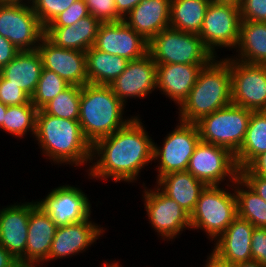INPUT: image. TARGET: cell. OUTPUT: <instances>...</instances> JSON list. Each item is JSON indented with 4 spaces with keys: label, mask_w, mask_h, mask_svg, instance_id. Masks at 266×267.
Instances as JSON below:
<instances>
[{
    "label": "cell",
    "mask_w": 266,
    "mask_h": 267,
    "mask_svg": "<svg viewBox=\"0 0 266 267\" xmlns=\"http://www.w3.org/2000/svg\"><path fill=\"white\" fill-rule=\"evenodd\" d=\"M134 116L115 133L99 139L91 148L90 179L114 182L137 181L141 169L153 161L154 140L146 132L140 117ZM93 160L95 161L93 163Z\"/></svg>",
    "instance_id": "1"
},
{
    "label": "cell",
    "mask_w": 266,
    "mask_h": 267,
    "mask_svg": "<svg viewBox=\"0 0 266 267\" xmlns=\"http://www.w3.org/2000/svg\"><path fill=\"white\" fill-rule=\"evenodd\" d=\"M35 140L43 156L52 163L81 166L91 162L92 145L85 139L80 123L54 117L38 109Z\"/></svg>",
    "instance_id": "2"
},
{
    "label": "cell",
    "mask_w": 266,
    "mask_h": 267,
    "mask_svg": "<svg viewBox=\"0 0 266 267\" xmlns=\"http://www.w3.org/2000/svg\"><path fill=\"white\" fill-rule=\"evenodd\" d=\"M232 103L229 58L214 57L205 65L187 98L179 106V120L196 123Z\"/></svg>",
    "instance_id": "3"
},
{
    "label": "cell",
    "mask_w": 266,
    "mask_h": 267,
    "mask_svg": "<svg viewBox=\"0 0 266 267\" xmlns=\"http://www.w3.org/2000/svg\"><path fill=\"white\" fill-rule=\"evenodd\" d=\"M125 106L109 85L82 86L78 122L85 139L93 145L125 126L134 117L122 116Z\"/></svg>",
    "instance_id": "4"
},
{
    "label": "cell",
    "mask_w": 266,
    "mask_h": 267,
    "mask_svg": "<svg viewBox=\"0 0 266 267\" xmlns=\"http://www.w3.org/2000/svg\"><path fill=\"white\" fill-rule=\"evenodd\" d=\"M238 216L235 191L208 185L200 193L193 212L190 214L191 229L203 230L207 238L217 240L229 224Z\"/></svg>",
    "instance_id": "5"
},
{
    "label": "cell",
    "mask_w": 266,
    "mask_h": 267,
    "mask_svg": "<svg viewBox=\"0 0 266 267\" xmlns=\"http://www.w3.org/2000/svg\"><path fill=\"white\" fill-rule=\"evenodd\" d=\"M148 53L156 64L207 65L214 58L198 34L170 27L149 41Z\"/></svg>",
    "instance_id": "6"
},
{
    "label": "cell",
    "mask_w": 266,
    "mask_h": 267,
    "mask_svg": "<svg viewBox=\"0 0 266 267\" xmlns=\"http://www.w3.org/2000/svg\"><path fill=\"white\" fill-rule=\"evenodd\" d=\"M251 113L252 110L231 103L204 116L195 123L200 140L227 148L235 155L244 141Z\"/></svg>",
    "instance_id": "7"
},
{
    "label": "cell",
    "mask_w": 266,
    "mask_h": 267,
    "mask_svg": "<svg viewBox=\"0 0 266 267\" xmlns=\"http://www.w3.org/2000/svg\"><path fill=\"white\" fill-rule=\"evenodd\" d=\"M0 0V35L18 50H36L45 37V27L28 0Z\"/></svg>",
    "instance_id": "8"
},
{
    "label": "cell",
    "mask_w": 266,
    "mask_h": 267,
    "mask_svg": "<svg viewBox=\"0 0 266 267\" xmlns=\"http://www.w3.org/2000/svg\"><path fill=\"white\" fill-rule=\"evenodd\" d=\"M241 21L239 5L210 2L198 35L213 56L218 57L215 49L221 47L236 49Z\"/></svg>",
    "instance_id": "9"
},
{
    "label": "cell",
    "mask_w": 266,
    "mask_h": 267,
    "mask_svg": "<svg viewBox=\"0 0 266 267\" xmlns=\"http://www.w3.org/2000/svg\"><path fill=\"white\" fill-rule=\"evenodd\" d=\"M186 171L206 186L221 185L228 177V184H225L231 188L239 177L235 155L230 150L201 140L190 157Z\"/></svg>",
    "instance_id": "10"
},
{
    "label": "cell",
    "mask_w": 266,
    "mask_h": 267,
    "mask_svg": "<svg viewBox=\"0 0 266 267\" xmlns=\"http://www.w3.org/2000/svg\"><path fill=\"white\" fill-rule=\"evenodd\" d=\"M180 122V123H179ZM173 131L164 137L163 146L154 142L153 160H157V179L167 173L186 171L190 157L200 141L195 123L179 121Z\"/></svg>",
    "instance_id": "11"
},
{
    "label": "cell",
    "mask_w": 266,
    "mask_h": 267,
    "mask_svg": "<svg viewBox=\"0 0 266 267\" xmlns=\"http://www.w3.org/2000/svg\"><path fill=\"white\" fill-rule=\"evenodd\" d=\"M232 104L252 111H266V65L229 58Z\"/></svg>",
    "instance_id": "12"
},
{
    "label": "cell",
    "mask_w": 266,
    "mask_h": 267,
    "mask_svg": "<svg viewBox=\"0 0 266 267\" xmlns=\"http://www.w3.org/2000/svg\"><path fill=\"white\" fill-rule=\"evenodd\" d=\"M143 183V200L148 221L157 235L165 241L175 239L186 228L191 229L190 215L156 186L147 189Z\"/></svg>",
    "instance_id": "13"
},
{
    "label": "cell",
    "mask_w": 266,
    "mask_h": 267,
    "mask_svg": "<svg viewBox=\"0 0 266 267\" xmlns=\"http://www.w3.org/2000/svg\"><path fill=\"white\" fill-rule=\"evenodd\" d=\"M36 202L57 227L91 219L89 198L75 186H58L52 189L44 199Z\"/></svg>",
    "instance_id": "14"
},
{
    "label": "cell",
    "mask_w": 266,
    "mask_h": 267,
    "mask_svg": "<svg viewBox=\"0 0 266 267\" xmlns=\"http://www.w3.org/2000/svg\"><path fill=\"white\" fill-rule=\"evenodd\" d=\"M149 42L123 20L101 23L94 47L110 55L135 60L148 53Z\"/></svg>",
    "instance_id": "15"
},
{
    "label": "cell",
    "mask_w": 266,
    "mask_h": 267,
    "mask_svg": "<svg viewBox=\"0 0 266 267\" xmlns=\"http://www.w3.org/2000/svg\"><path fill=\"white\" fill-rule=\"evenodd\" d=\"M109 86L125 105L129 98L144 99L157 89V64L149 53L139 59L131 60L124 72Z\"/></svg>",
    "instance_id": "16"
},
{
    "label": "cell",
    "mask_w": 266,
    "mask_h": 267,
    "mask_svg": "<svg viewBox=\"0 0 266 267\" xmlns=\"http://www.w3.org/2000/svg\"><path fill=\"white\" fill-rule=\"evenodd\" d=\"M37 50L43 68L55 72L69 85L82 87L88 84L85 52L57 47L46 37L41 40Z\"/></svg>",
    "instance_id": "17"
},
{
    "label": "cell",
    "mask_w": 266,
    "mask_h": 267,
    "mask_svg": "<svg viewBox=\"0 0 266 267\" xmlns=\"http://www.w3.org/2000/svg\"><path fill=\"white\" fill-rule=\"evenodd\" d=\"M37 202L10 204L0 209V244L25 267V250L30 212Z\"/></svg>",
    "instance_id": "18"
},
{
    "label": "cell",
    "mask_w": 266,
    "mask_h": 267,
    "mask_svg": "<svg viewBox=\"0 0 266 267\" xmlns=\"http://www.w3.org/2000/svg\"><path fill=\"white\" fill-rule=\"evenodd\" d=\"M92 222L87 219L79 223L57 227L46 263L86 251L106 230H103V226L100 227Z\"/></svg>",
    "instance_id": "19"
},
{
    "label": "cell",
    "mask_w": 266,
    "mask_h": 267,
    "mask_svg": "<svg viewBox=\"0 0 266 267\" xmlns=\"http://www.w3.org/2000/svg\"><path fill=\"white\" fill-rule=\"evenodd\" d=\"M57 225L38 205L30 212L25 267H41L48 259ZM41 264V266L39 265Z\"/></svg>",
    "instance_id": "20"
},
{
    "label": "cell",
    "mask_w": 266,
    "mask_h": 267,
    "mask_svg": "<svg viewBox=\"0 0 266 267\" xmlns=\"http://www.w3.org/2000/svg\"><path fill=\"white\" fill-rule=\"evenodd\" d=\"M171 0H141L123 21L148 42L170 27Z\"/></svg>",
    "instance_id": "21"
},
{
    "label": "cell",
    "mask_w": 266,
    "mask_h": 267,
    "mask_svg": "<svg viewBox=\"0 0 266 267\" xmlns=\"http://www.w3.org/2000/svg\"><path fill=\"white\" fill-rule=\"evenodd\" d=\"M254 226L237 216L214 242L213 253L231 265L252 259L251 235Z\"/></svg>",
    "instance_id": "22"
},
{
    "label": "cell",
    "mask_w": 266,
    "mask_h": 267,
    "mask_svg": "<svg viewBox=\"0 0 266 267\" xmlns=\"http://www.w3.org/2000/svg\"><path fill=\"white\" fill-rule=\"evenodd\" d=\"M205 65L157 64V90L177 106L187 98Z\"/></svg>",
    "instance_id": "23"
},
{
    "label": "cell",
    "mask_w": 266,
    "mask_h": 267,
    "mask_svg": "<svg viewBox=\"0 0 266 267\" xmlns=\"http://www.w3.org/2000/svg\"><path fill=\"white\" fill-rule=\"evenodd\" d=\"M101 22L85 16L66 27H45V37L55 46L86 52L94 46Z\"/></svg>",
    "instance_id": "24"
},
{
    "label": "cell",
    "mask_w": 266,
    "mask_h": 267,
    "mask_svg": "<svg viewBox=\"0 0 266 267\" xmlns=\"http://www.w3.org/2000/svg\"><path fill=\"white\" fill-rule=\"evenodd\" d=\"M43 69V61L39 51H20L5 67L0 74L30 97L33 96Z\"/></svg>",
    "instance_id": "25"
},
{
    "label": "cell",
    "mask_w": 266,
    "mask_h": 267,
    "mask_svg": "<svg viewBox=\"0 0 266 267\" xmlns=\"http://www.w3.org/2000/svg\"><path fill=\"white\" fill-rule=\"evenodd\" d=\"M157 188L175 200L189 215L206 185L188 171L167 173L156 179Z\"/></svg>",
    "instance_id": "26"
},
{
    "label": "cell",
    "mask_w": 266,
    "mask_h": 267,
    "mask_svg": "<svg viewBox=\"0 0 266 267\" xmlns=\"http://www.w3.org/2000/svg\"><path fill=\"white\" fill-rule=\"evenodd\" d=\"M236 49L238 57L232 59L266 65V22L242 20Z\"/></svg>",
    "instance_id": "27"
},
{
    "label": "cell",
    "mask_w": 266,
    "mask_h": 267,
    "mask_svg": "<svg viewBox=\"0 0 266 267\" xmlns=\"http://www.w3.org/2000/svg\"><path fill=\"white\" fill-rule=\"evenodd\" d=\"M88 83L95 85H110L120 76L129 60L118 55L102 52L94 46L86 52Z\"/></svg>",
    "instance_id": "28"
},
{
    "label": "cell",
    "mask_w": 266,
    "mask_h": 267,
    "mask_svg": "<svg viewBox=\"0 0 266 267\" xmlns=\"http://www.w3.org/2000/svg\"><path fill=\"white\" fill-rule=\"evenodd\" d=\"M263 152H266V111H252L244 141L235 154L238 168L247 167Z\"/></svg>",
    "instance_id": "29"
},
{
    "label": "cell",
    "mask_w": 266,
    "mask_h": 267,
    "mask_svg": "<svg viewBox=\"0 0 266 267\" xmlns=\"http://www.w3.org/2000/svg\"><path fill=\"white\" fill-rule=\"evenodd\" d=\"M209 4L207 0H171L170 28L199 34Z\"/></svg>",
    "instance_id": "30"
},
{
    "label": "cell",
    "mask_w": 266,
    "mask_h": 267,
    "mask_svg": "<svg viewBox=\"0 0 266 267\" xmlns=\"http://www.w3.org/2000/svg\"><path fill=\"white\" fill-rule=\"evenodd\" d=\"M232 186L237 198L238 216L248 220L254 227L266 228V202L239 177Z\"/></svg>",
    "instance_id": "31"
},
{
    "label": "cell",
    "mask_w": 266,
    "mask_h": 267,
    "mask_svg": "<svg viewBox=\"0 0 266 267\" xmlns=\"http://www.w3.org/2000/svg\"><path fill=\"white\" fill-rule=\"evenodd\" d=\"M37 112L38 109L32 103L8 106L0 129L19 138H23L30 131L34 137Z\"/></svg>",
    "instance_id": "32"
},
{
    "label": "cell",
    "mask_w": 266,
    "mask_h": 267,
    "mask_svg": "<svg viewBox=\"0 0 266 267\" xmlns=\"http://www.w3.org/2000/svg\"><path fill=\"white\" fill-rule=\"evenodd\" d=\"M81 86L69 85L44 105L41 110L54 117L79 120Z\"/></svg>",
    "instance_id": "33"
},
{
    "label": "cell",
    "mask_w": 266,
    "mask_h": 267,
    "mask_svg": "<svg viewBox=\"0 0 266 267\" xmlns=\"http://www.w3.org/2000/svg\"><path fill=\"white\" fill-rule=\"evenodd\" d=\"M68 86L55 72L43 68L31 102L37 109H41Z\"/></svg>",
    "instance_id": "34"
},
{
    "label": "cell",
    "mask_w": 266,
    "mask_h": 267,
    "mask_svg": "<svg viewBox=\"0 0 266 267\" xmlns=\"http://www.w3.org/2000/svg\"><path fill=\"white\" fill-rule=\"evenodd\" d=\"M75 1L76 0H29L34 13L38 16L44 27Z\"/></svg>",
    "instance_id": "35"
},
{
    "label": "cell",
    "mask_w": 266,
    "mask_h": 267,
    "mask_svg": "<svg viewBox=\"0 0 266 267\" xmlns=\"http://www.w3.org/2000/svg\"><path fill=\"white\" fill-rule=\"evenodd\" d=\"M90 15L101 23L119 22L123 18L118 14L115 0H83Z\"/></svg>",
    "instance_id": "36"
},
{
    "label": "cell",
    "mask_w": 266,
    "mask_h": 267,
    "mask_svg": "<svg viewBox=\"0 0 266 267\" xmlns=\"http://www.w3.org/2000/svg\"><path fill=\"white\" fill-rule=\"evenodd\" d=\"M89 12L83 0H76L65 11L57 15L46 27H66L75 24Z\"/></svg>",
    "instance_id": "37"
},
{
    "label": "cell",
    "mask_w": 266,
    "mask_h": 267,
    "mask_svg": "<svg viewBox=\"0 0 266 267\" xmlns=\"http://www.w3.org/2000/svg\"><path fill=\"white\" fill-rule=\"evenodd\" d=\"M0 102L7 106L30 104L31 97L0 74Z\"/></svg>",
    "instance_id": "38"
},
{
    "label": "cell",
    "mask_w": 266,
    "mask_h": 267,
    "mask_svg": "<svg viewBox=\"0 0 266 267\" xmlns=\"http://www.w3.org/2000/svg\"><path fill=\"white\" fill-rule=\"evenodd\" d=\"M241 20L266 22V0H242Z\"/></svg>",
    "instance_id": "39"
},
{
    "label": "cell",
    "mask_w": 266,
    "mask_h": 267,
    "mask_svg": "<svg viewBox=\"0 0 266 267\" xmlns=\"http://www.w3.org/2000/svg\"><path fill=\"white\" fill-rule=\"evenodd\" d=\"M252 259L266 266V228L254 227L251 235Z\"/></svg>",
    "instance_id": "40"
},
{
    "label": "cell",
    "mask_w": 266,
    "mask_h": 267,
    "mask_svg": "<svg viewBox=\"0 0 266 267\" xmlns=\"http://www.w3.org/2000/svg\"><path fill=\"white\" fill-rule=\"evenodd\" d=\"M239 178L266 202V177L254 174L248 167L239 169Z\"/></svg>",
    "instance_id": "41"
},
{
    "label": "cell",
    "mask_w": 266,
    "mask_h": 267,
    "mask_svg": "<svg viewBox=\"0 0 266 267\" xmlns=\"http://www.w3.org/2000/svg\"><path fill=\"white\" fill-rule=\"evenodd\" d=\"M20 52L8 39L0 35V70Z\"/></svg>",
    "instance_id": "42"
},
{
    "label": "cell",
    "mask_w": 266,
    "mask_h": 267,
    "mask_svg": "<svg viewBox=\"0 0 266 267\" xmlns=\"http://www.w3.org/2000/svg\"><path fill=\"white\" fill-rule=\"evenodd\" d=\"M247 167L254 174L266 177V152L258 155Z\"/></svg>",
    "instance_id": "43"
},
{
    "label": "cell",
    "mask_w": 266,
    "mask_h": 267,
    "mask_svg": "<svg viewBox=\"0 0 266 267\" xmlns=\"http://www.w3.org/2000/svg\"><path fill=\"white\" fill-rule=\"evenodd\" d=\"M0 267H22L19 260L0 244Z\"/></svg>",
    "instance_id": "44"
},
{
    "label": "cell",
    "mask_w": 266,
    "mask_h": 267,
    "mask_svg": "<svg viewBox=\"0 0 266 267\" xmlns=\"http://www.w3.org/2000/svg\"><path fill=\"white\" fill-rule=\"evenodd\" d=\"M141 0H115L118 14L124 18Z\"/></svg>",
    "instance_id": "45"
},
{
    "label": "cell",
    "mask_w": 266,
    "mask_h": 267,
    "mask_svg": "<svg viewBox=\"0 0 266 267\" xmlns=\"http://www.w3.org/2000/svg\"><path fill=\"white\" fill-rule=\"evenodd\" d=\"M204 267H233L230 263L220 259L215 253H211L206 260Z\"/></svg>",
    "instance_id": "46"
},
{
    "label": "cell",
    "mask_w": 266,
    "mask_h": 267,
    "mask_svg": "<svg viewBox=\"0 0 266 267\" xmlns=\"http://www.w3.org/2000/svg\"><path fill=\"white\" fill-rule=\"evenodd\" d=\"M233 267H266V266H263L260 263H258L256 260L251 259L248 261L234 264Z\"/></svg>",
    "instance_id": "47"
},
{
    "label": "cell",
    "mask_w": 266,
    "mask_h": 267,
    "mask_svg": "<svg viewBox=\"0 0 266 267\" xmlns=\"http://www.w3.org/2000/svg\"><path fill=\"white\" fill-rule=\"evenodd\" d=\"M7 105L0 102V128L3 126L4 117L7 110Z\"/></svg>",
    "instance_id": "48"
},
{
    "label": "cell",
    "mask_w": 266,
    "mask_h": 267,
    "mask_svg": "<svg viewBox=\"0 0 266 267\" xmlns=\"http://www.w3.org/2000/svg\"><path fill=\"white\" fill-rule=\"evenodd\" d=\"M122 265H120L117 261H113V262H107L104 261L102 267H121Z\"/></svg>",
    "instance_id": "49"
},
{
    "label": "cell",
    "mask_w": 266,
    "mask_h": 267,
    "mask_svg": "<svg viewBox=\"0 0 266 267\" xmlns=\"http://www.w3.org/2000/svg\"><path fill=\"white\" fill-rule=\"evenodd\" d=\"M242 0H213V2L233 3L240 5Z\"/></svg>",
    "instance_id": "50"
}]
</instances>
